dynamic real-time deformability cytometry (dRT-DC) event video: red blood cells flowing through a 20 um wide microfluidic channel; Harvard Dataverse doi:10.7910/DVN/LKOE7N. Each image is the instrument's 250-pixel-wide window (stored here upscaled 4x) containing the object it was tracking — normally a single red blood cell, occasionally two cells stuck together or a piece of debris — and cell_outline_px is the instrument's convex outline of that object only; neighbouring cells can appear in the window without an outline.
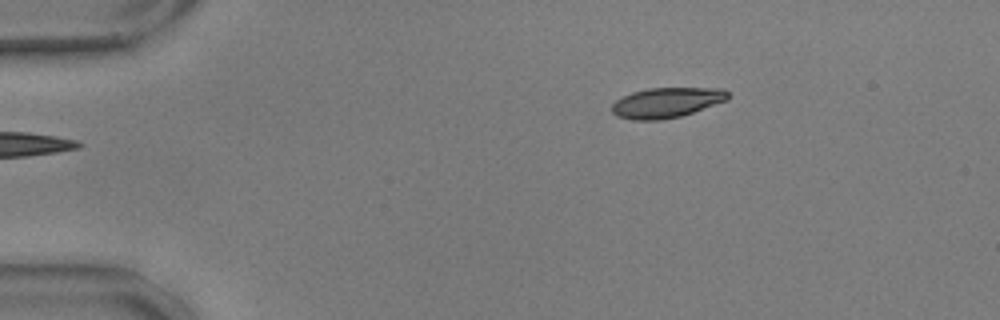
{"species": "common noctule bat (a hibernating species)", "species_latin": "Nyctalus noctula", "temperature_condition": "warm", "stored_images_in_passage": 48, "camera_frame_rate_fps": 3000, "um_per_image_px": 0.085, "animal": {"sex": "male", "body_mass_g": 17.9, "forearm_length_mm": 54.2}, "frame": {"image": 1, "passage_image": 1, "time_ms": 0.0, "image_size_px": [1000, 320], "cell_outline_px": [[728, 100], [680, 116], [660, 120], [632, 120], [616, 116], [612, 112], [612, 104], [616, 100], [632, 92], [648, 88], [724, 88], [728, 92]], "centroid_in_image_um": [56.65, 8.72], "position_along_channel_um": 28.4, "area_um2": 20.35}}
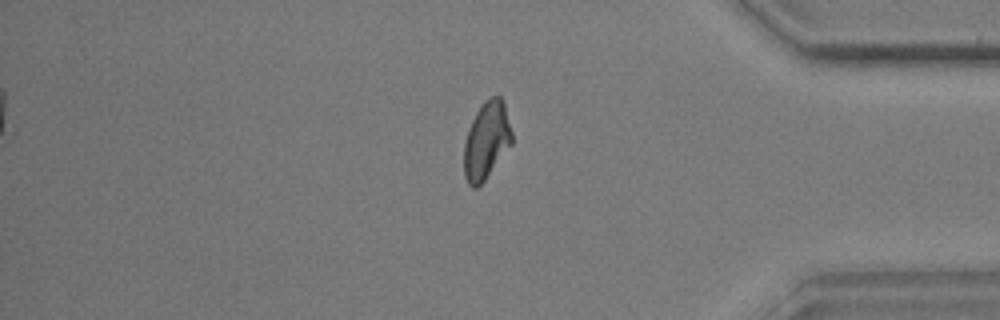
{"frame": {"image": 2, "passage_image": 39, "time_ms": 12.667, "image_size_px": [1000, 320], "cell_outline_px": [[512, 144], [484, 180], [476, 188], [472, 188], [468, 184], [464, 176], [464, 144], [468, 128], [476, 112], [484, 100], [492, 96], [500, 96], [504, 104], [512, 132]], "centroid_in_image_um": [41.34, 11.94], "position_along_channel_um": 393.9, "area_um2": 21.5}}
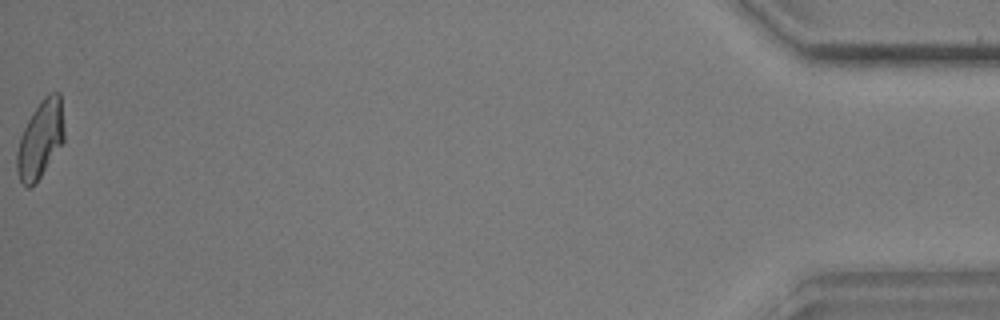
{"frame": {"image": 3, "passage_image": 48, "time_ms": 15.667, "image_size_px": [1000, 320], "cell_outline_px": [[64, 140], [36, 184], [28, 188], [20, 180], [16, 168], [16, 152], [20, 136], [32, 112], [40, 100], [48, 92], [60, 92], [64, 128]], "centroid_in_image_um": [3.42, 11.83], "position_along_channel_um": 431.8, "area_um2": 21.44}, "authors_computed_cell_mechanics": {"area_um2": 21.3282, "velocity_mm_per_s": 3.5801, "shape_relaxation_time_tau1_ms": 4.0051, "shape_relaxation_time_tau2_ms": 1.9303, "deformation_change_tau1": 0.1444, "deformation_change_tau2": 0.0779}}